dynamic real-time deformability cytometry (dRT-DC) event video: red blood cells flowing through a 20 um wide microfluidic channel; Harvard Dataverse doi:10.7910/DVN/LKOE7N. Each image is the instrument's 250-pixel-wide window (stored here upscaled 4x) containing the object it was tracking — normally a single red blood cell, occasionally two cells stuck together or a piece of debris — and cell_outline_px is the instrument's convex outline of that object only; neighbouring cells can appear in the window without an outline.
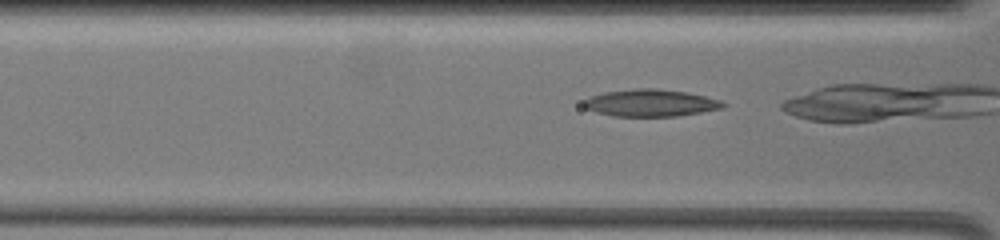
{"species": "common noctule bat (a hibernating species)", "species_latin": "Nyctalus noctula", "temperature_condition": "warm", "stored_images_in_passage": 57, "camera_frame_rate_fps": 3000, "um_per_image_px": 0.085, "animal": {"sex": "female", "body_mass_g": 19.5, "forearm_length_mm": 54.1}, "frame": {"image": 1, "passage_image": 34, "time_ms": 9.333, "image_size_px": [1000, 240], "cell_outline_px": [[728, 104], [724, 108], [676, 116], [612, 116], [596, 112], [584, 108], [580, 104], [588, 96], [604, 92], [636, 88], [656, 88], [688, 92], [720, 100]], "centroid_in_image_um": [55.26, 8.74], "position_along_channel_um": 111.3, "area_um2": 22.25}}
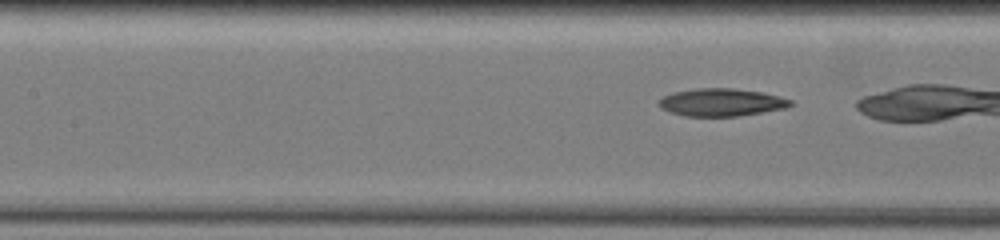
{"frame": {"image": 2, "passage_image": 37, "time_ms": 10.333, "image_size_px": [1000, 240], "cell_outline_px": [[792, 104], [784, 108], [736, 116], [684, 116], [668, 112], [660, 108], [660, 100], [664, 96], [672, 92], [696, 88], [732, 88], [760, 92], [780, 96], [792, 100]], "centroid_in_image_um": [61.28, 8.69], "position_along_channel_um": 146.1, "area_um2": 21.04}}